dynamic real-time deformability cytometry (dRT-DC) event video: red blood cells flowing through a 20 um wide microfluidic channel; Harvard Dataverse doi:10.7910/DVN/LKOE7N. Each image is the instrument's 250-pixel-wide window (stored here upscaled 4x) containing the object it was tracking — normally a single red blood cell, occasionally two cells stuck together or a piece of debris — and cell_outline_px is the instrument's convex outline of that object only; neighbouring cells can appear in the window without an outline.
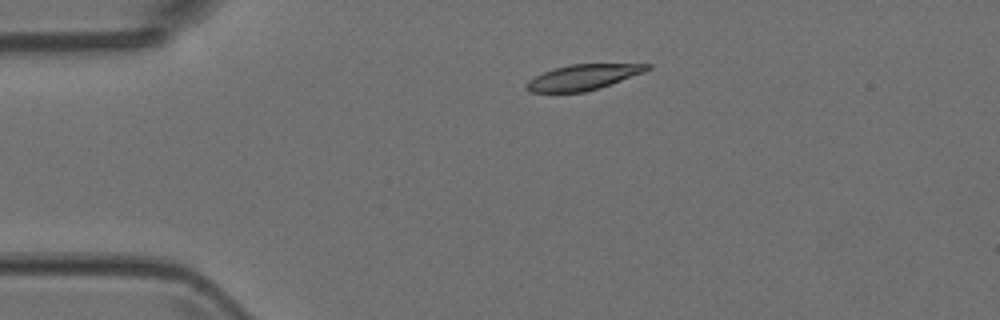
{"species": "Egyptian fruit bat (a non-hibernating species)", "species_latin": "Rousettus aegyptiacus", "temperature_condition": "room temperature", "stored_images_in_passage": 3, "camera_frame_rate_fps": 3000, "um_per_image_px": 0.085, "animal": {"sex": "female"}, "frame": {"image": 1, "passage_image": 3, "time_ms": 0.667, "image_size_px": [1000, 320], "cell_outline_px": [[652, 68], [644, 72], [600, 88], [584, 92], [528, 92], [524, 88], [524, 84], [528, 80], [544, 72], [556, 68], [572, 64], [652, 64]], "centroid_in_image_um": [49.55, 6.57], "position_along_channel_um": 35.5, "area_um2": 17.86}}